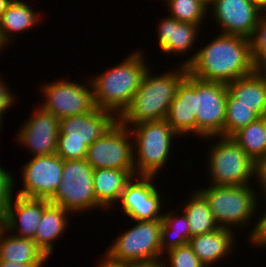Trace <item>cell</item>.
Returning a JSON list of instances; mask_svg holds the SVG:
<instances>
[{"label":"cell","mask_w":266,"mask_h":267,"mask_svg":"<svg viewBox=\"0 0 266 267\" xmlns=\"http://www.w3.org/2000/svg\"><path fill=\"white\" fill-rule=\"evenodd\" d=\"M217 36L180 64L187 66L188 73L202 81L228 84L252 74L254 64L249 39L222 33Z\"/></svg>","instance_id":"6da1fadb"},{"label":"cell","mask_w":266,"mask_h":267,"mask_svg":"<svg viewBox=\"0 0 266 267\" xmlns=\"http://www.w3.org/2000/svg\"><path fill=\"white\" fill-rule=\"evenodd\" d=\"M177 67L158 76H152L148 68L131 103L118 120L130 128V125L166 119L177 87L188 73L187 66L179 64Z\"/></svg>","instance_id":"7a4b0ae2"},{"label":"cell","mask_w":266,"mask_h":267,"mask_svg":"<svg viewBox=\"0 0 266 267\" xmlns=\"http://www.w3.org/2000/svg\"><path fill=\"white\" fill-rule=\"evenodd\" d=\"M140 51L131 53L118 66L91 78L97 108L113 112L119 117L129 106L149 68Z\"/></svg>","instance_id":"3957f363"},{"label":"cell","mask_w":266,"mask_h":267,"mask_svg":"<svg viewBox=\"0 0 266 267\" xmlns=\"http://www.w3.org/2000/svg\"><path fill=\"white\" fill-rule=\"evenodd\" d=\"M117 121L113 112L97 107L90 113L62 118L56 154L63 160L85 159L88 147Z\"/></svg>","instance_id":"277c9868"},{"label":"cell","mask_w":266,"mask_h":267,"mask_svg":"<svg viewBox=\"0 0 266 267\" xmlns=\"http://www.w3.org/2000/svg\"><path fill=\"white\" fill-rule=\"evenodd\" d=\"M130 131L135 141V144L133 143L135 175L155 177L168 162L173 137H178L176 136L178 134L166 119L136 124L130 126Z\"/></svg>","instance_id":"5b68a950"},{"label":"cell","mask_w":266,"mask_h":267,"mask_svg":"<svg viewBox=\"0 0 266 267\" xmlns=\"http://www.w3.org/2000/svg\"><path fill=\"white\" fill-rule=\"evenodd\" d=\"M136 225L124 231L106 250L103 260L113 265L152 262L162 258V220H137Z\"/></svg>","instance_id":"8992f818"},{"label":"cell","mask_w":266,"mask_h":267,"mask_svg":"<svg viewBox=\"0 0 266 267\" xmlns=\"http://www.w3.org/2000/svg\"><path fill=\"white\" fill-rule=\"evenodd\" d=\"M208 202L209 208L220 228L246 226L257 212L259 201L250 184L240 186L210 185L198 190ZM249 222V223H248ZM232 227V228H231Z\"/></svg>","instance_id":"52a82bcc"},{"label":"cell","mask_w":266,"mask_h":267,"mask_svg":"<svg viewBox=\"0 0 266 267\" xmlns=\"http://www.w3.org/2000/svg\"><path fill=\"white\" fill-rule=\"evenodd\" d=\"M211 145L207 169L210 182L217 186L250 184L254 176V162L232 137L219 136Z\"/></svg>","instance_id":"ba28073f"},{"label":"cell","mask_w":266,"mask_h":267,"mask_svg":"<svg viewBox=\"0 0 266 267\" xmlns=\"http://www.w3.org/2000/svg\"><path fill=\"white\" fill-rule=\"evenodd\" d=\"M94 169L81 160H64L62 180L51 203L61 206L70 213L98 207L93 188Z\"/></svg>","instance_id":"9c48e42d"},{"label":"cell","mask_w":266,"mask_h":267,"mask_svg":"<svg viewBox=\"0 0 266 267\" xmlns=\"http://www.w3.org/2000/svg\"><path fill=\"white\" fill-rule=\"evenodd\" d=\"M228 89L225 83L202 81L194 77V111L196 135L201 139L224 136L226 100Z\"/></svg>","instance_id":"30bf717a"},{"label":"cell","mask_w":266,"mask_h":267,"mask_svg":"<svg viewBox=\"0 0 266 267\" xmlns=\"http://www.w3.org/2000/svg\"><path fill=\"white\" fill-rule=\"evenodd\" d=\"M131 140L129 127L118 120L88 147L86 162L93 169L112 168L134 171L133 141Z\"/></svg>","instance_id":"8fae6325"},{"label":"cell","mask_w":266,"mask_h":267,"mask_svg":"<svg viewBox=\"0 0 266 267\" xmlns=\"http://www.w3.org/2000/svg\"><path fill=\"white\" fill-rule=\"evenodd\" d=\"M41 89L45 99L40 107L55 115L59 120L90 113L96 108L91 80L87 85L70 80H58L43 84Z\"/></svg>","instance_id":"7c38bea8"},{"label":"cell","mask_w":266,"mask_h":267,"mask_svg":"<svg viewBox=\"0 0 266 267\" xmlns=\"http://www.w3.org/2000/svg\"><path fill=\"white\" fill-rule=\"evenodd\" d=\"M63 165L57 154L33 157L22 168L24 189L16 195L50 200L61 183Z\"/></svg>","instance_id":"4fadbf2b"},{"label":"cell","mask_w":266,"mask_h":267,"mask_svg":"<svg viewBox=\"0 0 266 267\" xmlns=\"http://www.w3.org/2000/svg\"><path fill=\"white\" fill-rule=\"evenodd\" d=\"M154 176H132L125 184L120 198L124 214L130 219L156 220L162 219V196L153 183ZM162 214H161V213Z\"/></svg>","instance_id":"5bb4252c"},{"label":"cell","mask_w":266,"mask_h":267,"mask_svg":"<svg viewBox=\"0 0 266 267\" xmlns=\"http://www.w3.org/2000/svg\"><path fill=\"white\" fill-rule=\"evenodd\" d=\"M209 10L223 29L220 33L248 39L262 16V10L249 0H213Z\"/></svg>","instance_id":"9a60e30c"},{"label":"cell","mask_w":266,"mask_h":267,"mask_svg":"<svg viewBox=\"0 0 266 267\" xmlns=\"http://www.w3.org/2000/svg\"><path fill=\"white\" fill-rule=\"evenodd\" d=\"M20 128L17 141L33 153V157L56 154L60 120L40 106Z\"/></svg>","instance_id":"2e32d148"},{"label":"cell","mask_w":266,"mask_h":267,"mask_svg":"<svg viewBox=\"0 0 266 267\" xmlns=\"http://www.w3.org/2000/svg\"><path fill=\"white\" fill-rule=\"evenodd\" d=\"M50 203L48 199L20 195H17L15 201L13 196L5 211L7 231L9 233L16 231L14 236L33 240L43 211Z\"/></svg>","instance_id":"e0dca14e"},{"label":"cell","mask_w":266,"mask_h":267,"mask_svg":"<svg viewBox=\"0 0 266 267\" xmlns=\"http://www.w3.org/2000/svg\"><path fill=\"white\" fill-rule=\"evenodd\" d=\"M166 120L178 135L196 134L194 77L189 73L177 87Z\"/></svg>","instance_id":"ac0fdd59"},{"label":"cell","mask_w":266,"mask_h":267,"mask_svg":"<svg viewBox=\"0 0 266 267\" xmlns=\"http://www.w3.org/2000/svg\"><path fill=\"white\" fill-rule=\"evenodd\" d=\"M232 230L219 228L209 233L196 235L190 238L188 244L205 267H210L220 262V259L225 256L232 254V249L235 248L233 235L235 233Z\"/></svg>","instance_id":"d6986e66"},{"label":"cell","mask_w":266,"mask_h":267,"mask_svg":"<svg viewBox=\"0 0 266 267\" xmlns=\"http://www.w3.org/2000/svg\"><path fill=\"white\" fill-rule=\"evenodd\" d=\"M159 48L164 53L184 54L192 49L196 42L199 25L179 22L175 18L167 16L158 25Z\"/></svg>","instance_id":"ffe728a7"},{"label":"cell","mask_w":266,"mask_h":267,"mask_svg":"<svg viewBox=\"0 0 266 267\" xmlns=\"http://www.w3.org/2000/svg\"><path fill=\"white\" fill-rule=\"evenodd\" d=\"M135 176L132 169L99 168L93 171V188L98 207L111 208L113 203L118 204L125 184Z\"/></svg>","instance_id":"44dd1931"},{"label":"cell","mask_w":266,"mask_h":267,"mask_svg":"<svg viewBox=\"0 0 266 267\" xmlns=\"http://www.w3.org/2000/svg\"><path fill=\"white\" fill-rule=\"evenodd\" d=\"M234 98V106L250 107L259 116H266V80L255 72L226 84Z\"/></svg>","instance_id":"7402d4cb"},{"label":"cell","mask_w":266,"mask_h":267,"mask_svg":"<svg viewBox=\"0 0 266 267\" xmlns=\"http://www.w3.org/2000/svg\"><path fill=\"white\" fill-rule=\"evenodd\" d=\"M68 214L70 215V212L53 203H50L43 211L33 240L47 257L51 256L54 251L53 241L57 240L69 225Z\"/></svg>","instance_id":"603a6c76"},{"label":"cell","mask_w":266,"mask_h":267,"mask_svg":"<svg viewBox=\"0 0 266 267\" xmlns=\"http://www.w3.org/2000/svg\"><path fill=\"white\" fill-rule=\"evenodd\" d=\"M39 18V14L37 15L27 2L12 0L0 18V39L4 46L7 47L14 33H23V31L37 26Z\"/></svg>","instance_id":"cb8c5ba5"},{"label":"cell","mask_w":266,"mask_h":267,"mask_svg":"<svg viewBox=\"0 0 266 267\" xmlns=\"http://www.w3.org/2000/svg\"><path fill=\"white\" fill-rule=\"evenodd\" d=\"M4 234L0 240V261L27 264L45 263L49 259L34 240L14 236L7 230Z\"/></svg>","instance_id":"d4e9b609"},{"label":"cell","mask_w":266,"mask_h":267,"mask_svg":"<svg viewBox=\"0 0 266 267\" xmlns=\"http://www.w3.org/2000/svg\"><path fill=\"white\" fill-rule=\"evenodd\" d=\"M184 205L183 212L188 219L191 237L220 228L209 208L208 202L198 189L192 192V197Z\"/></svg>","instance_id":"484cf974"},{"label":"cell","mask_w":266,"mask_h":267,"mask_svg":"<svg viewBox=\"0 0 266 267\" xmlns=\"http://www.w3.org/2000/svg\"><path fill=\"white\" fill-rule=\"evenodd\" d=\"M231 137L253 162L264 158L266 156V116L259 117Z\"/></svg>","instance_id":"4316f807"},{"label":"cell","mask_w":266,"mask_h":267,"mask_svg":"<svg viewBox=\"0 0 266 267\" xmlns=\"http://www.w3.org/2000/svg\"><path fill=\"white\" fill-rule=\"evenodd\" d=\"M180 217L172 210L163 213L161 228V253L165 254L171 249L188 244L191 238L190 227L186 214L183 212ZM178 216V217H177Z\"/></svg>","instance_id":"83f0119b"},{"label":"cell","mask_w":266,"mask_h":267,"mask_svg":"<svg viewBox=\"0 0 266 267\" xmlns=\"http://www.w3.org/2000/svg\"><path fill=\"white\" fill-rule=\"evenodd\" d=\"M169 16L179 22L201 25L205 16L208 14V8L198 0H166Z\"/></svg>","instance_id":"f1b7e54d"},{"label":"cell","mask_w":266,"mask_h":267,"mask_svg":"<svg viewBox=\"0 0 266 267\" xmlns=\"http://www.w3.org/2000/svg\"><path fill=\"white\" fill-rule=\"evenodd\" d=\"M259 116L250 107L234 106V98L228 93L226 100V117L224 123V137H231L234 133L250 123L256 121Z\"/></svg>","instance_id":"f546056e"},{"label":"cell","mask_w":266,"mask_h":267,"mask_svg":"<svg viewBox=\"0 0 266 267\" xmlns=\"http://www.w3.org/2000/svg\"><path fill=\"white\" fill-rule=\"evenodd\" d=\"M166 254L168 267H205L189 244L171 249Z\"/></svg>","instance_id":"4dcf8cb0"},{"label":"cell","mask_w":266,"mask_h":267,"mask_svg":"<svg viewBox=\"0 0 266 267\" xmlns=\"http://www.w3.org/2000/svg\"><path fill=\"white\" fill-rule=\"evenodd\" d=\"M253 64L266 55V19L262 16L258 20L252 35L249 38Z\"/></svg>","instance_id":"1f68e13d"},{"label":"cell","mask_w":266,"mask_h":267,"mask_svg":"<svg viewBox=\"0 0 266 267\" xmlns=\"http://www.w3.org/2000/svg\"><path fill=\"white\" fill-rule=\"evenodd\" d=\"M0 166V213H5L8 204L14 196V176Z\"/></svg>","instance_id":"d6a6232c"},{"label":"cell","mask_w":266,"mask_h":267,"mask_svg":"<svg viewBox=\"0 0 266 267\" xmlns=\"http://www.w3.org/2000/svg\"><path fill=\"white\" fill-rule=\"evenodd\" d=\"M265 213L260 216L257 223L255 222V227L249 233L250 243L254 247H265L266 246V211ZM256 245V246H255Z\"/></svg>","instance_id":"836d02e7"},{"label":"cell","mask_w":266,"mask_h":267,"mask_svg":"<svg viewBox=\"0 0 266 267\" xmlns=\"http://www.w3.org/2000/svg\"><path fill=\"white\" fill-rule=\"evenodd\" d=\"M3 82L4 80L2 81V78L0 77V118H3L6 109L8 110L12 106V104H14L13 102L15 101L14 94L12 93V91H10V89H8L9 87Z\"/></svg>","instance_id":"e575fe53"},{"label":"cell","mask_w":266,"mask_h":267,"mask_svg":"<svg viewBox=\"0 0 266 267\" xmlns=\"http://www.w3.org/2000/svg\"><path fill=\"white\" fill-rule=\"evenodd\" d=\"M254 177L259 180L258 186L262 188L260 192L265 193L264 196L266 197V157L254 162Z\"/></svg>","instance_id":"d590c367"},{"label":"cell","mask_w":266,"mask_h":267,"mask_svg":"<svg viewBox=\"0 0 266 267\" xmlns=\"http://www.w3.org/2000/svg\"><path fill=\"white\" fill-rule=\"evenodd\" d=\"M254 72L264 78L266 80V55L262 56L255 64H254Z\"/></svg>","instance_id":"8d00e7d4"},{"label":"cell","mask_w":266,"mask_h":267,"mask_svg":"<svg viewBox=\"0 0 266 267\" xmlns=\"http://www.w3.org/2000/svg\"><path fill=\"white\" fill-rule=\"evenodd\" d=\"M166 264V265H165ZM126 267H165L168 266L165 261L162 259H158L152 262H138V263H130L125 265Z\"/></svg>","instance_id":"74e56055"},{"label":"cell","mask_w":266,"mask_h":267,"mask_svg":"<svg viewBox=\"0 0 266 267\" xmlns=\"http://www.w3.org/2000/svg\"><path fill=\"white\" fill-rule=\"evenodd\" d=\"M44 263L19 264L13 262L0 261V267H43Z\"/></svg>","instance_id":"f35d334b"},{"label":"cell","mask_w":266,"mask_h":267,"mask_svg":"<svg viewBox=\"0 0 266 267\" xmlns=\"http://www.w3.org/2000/svg\"><path fill=\"white\" fill-rule=\"evenodd\" d=\"M6 216L5 213H0V240L4 232L6 231Z\"/></svg>","instance_id":"ab89813d"},{"label":"cell","mask_w":266,"mask_h":267,"mask_svg":"<svg viewBox=\"0 0 266 267\" xmlns=\"http://www.w3.org/2000/svg\"><path fill=\"white\" fill-rule=\"evenodd\" d=\"M249 2L256 5L260 10L266 6V0H249Z\"/></svg>","instance_id":"60d3db41"},{"label":"cell","mask_w":266,"mask_h":267,"mask_svg":"<svg viewBox=\"0 0 266 267\" xmlns=\"http://www.w3.org/2000/svg\"><path fill=\"white\" fill-rule=\"evenodd\" d=\"M12 0H0V18Z\"/></svg>","instance_id":"b9f144b4"},{"label":"cell","mask_w":266,"mask_h":267,"mask_svg":"<svg viewBox=\"0 0 266 267\" xmlns=\"http://www.w3.org/2000/svg\"><path fill=\"white\" fill-rule=\"evenodd\" d=\"M101 263L98 265V267H126L125 265H113L105 262L103 259L100 261Z\"/></svg>","instance_id":"7bdbcfd3"},{"label":"cell","mask_w":266,"mask_h":267,"mask_svg":"<svg viewBox=\"0 0 266 267\" xmlns=\"http://www.w3.org/2000/svg\"><path fill=\"white\" fill-rule=\"evenodd\" d=\"M200 1L201 3H203L207 8L210 7V5L212 4V1L213 0H198Z\"/></svg>","instance_id":"ee69618b"},{"label":"cell","mask_w":266,"mask_h":267,"mask_svg":"<svg viewBox=\"0 0 266 267\" xmlns=\"http://www.w3.org/2000/svg\"><path fill=\"white\" fill-rule=\"evenodd\" d=\"M262 17L266 19V6L262 9Z\"/></svg>","instance_id":"f6af8a7d"},{"label":"cell","mask_w":266,"mask_h":267,"mask_svg":"<svg viewBox=\"0 0 266 267\" xmlns=\"http://www.w3.org/2000/svg\"><path fill=\"white\" fill-rule=\"evenodd\" d=\"M4 47H5V46H4V44L2 43V41H1V39H0V53H1V50H3Z\"/></svg>","instance_id":"bcb514c9"},{"label":"cell","mask_w":266,"mask_h":267,"mask_svg":"<svg viewBox=\"0 0 266 267\" xmlns=\"http://www.w3.org/2000/svg\"><path fill=\"white\" fill-rule=\"evenodd\" d=\"M2 120H3V119L0 118V130H1V126H2V125H1V124H2Z\"/></svg>","instance_id":"7dc6e473"}]
</instances>
